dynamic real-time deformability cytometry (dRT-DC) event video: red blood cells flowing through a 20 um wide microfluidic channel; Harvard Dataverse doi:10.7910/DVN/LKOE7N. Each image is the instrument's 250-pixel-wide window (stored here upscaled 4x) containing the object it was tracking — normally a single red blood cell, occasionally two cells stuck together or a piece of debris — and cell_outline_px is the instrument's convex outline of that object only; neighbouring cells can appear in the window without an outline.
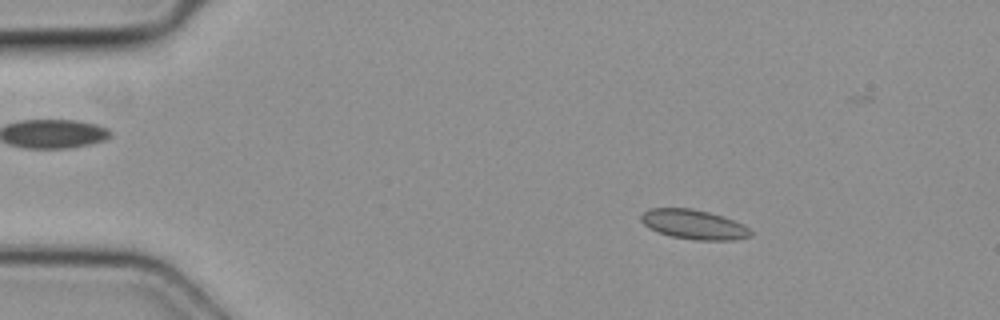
{"species": "common noctule bat (a hibernating species)", "species_latin": "Nyctalus noctula", "temperature_condition": "cold", "stored_images_in_passage": 50, "camera_frame_rate_fps": 3000, "um_per_image_px": 0.085, "animal": {"sex": "female", "body_mass_g": 19.3, "forearm_length_mm": 54.1}, "frame": {"image": 1, "passage_image": 9, "time_ms": 2.667, "image_size_px": [1000, 320], "cell_outline_px": [[752, 236], [736, 240], [696, 240], [672, 236], [656, 232], [648, 228], [640, 220], [640, 216], [644, 212], [652, 208], [692, 208], [724, 216], [744, 224], [752, 232]], "centroid_in_image_um": [58.99, 19.08], "position_along_channel_um": 26.0, "area_um2": 19.02}}
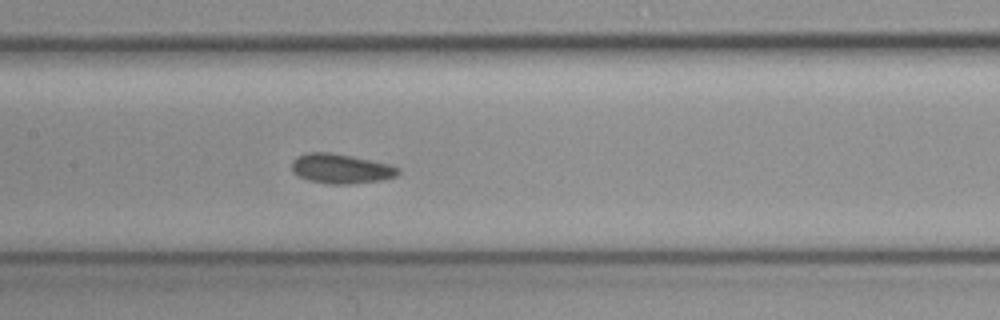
{"frame": {"image": 2, "passage_image": 25, "time_ms": 8.0, "image_size_px": [1000, 320], "cell_outline_px": [[400, 172], [396, 176], [384, 180], [348, 184], [328, 184], [308, 180], [296, 176], [292, 172], [292, 160], [296, 156], [308, 152], [328, 152], [352, 156], [388, 164], [400, 168]], "centroid_in_image_um": [28.94, 14.34], "position_along_channel_um": 178.5, "area_um2": 18.55}}
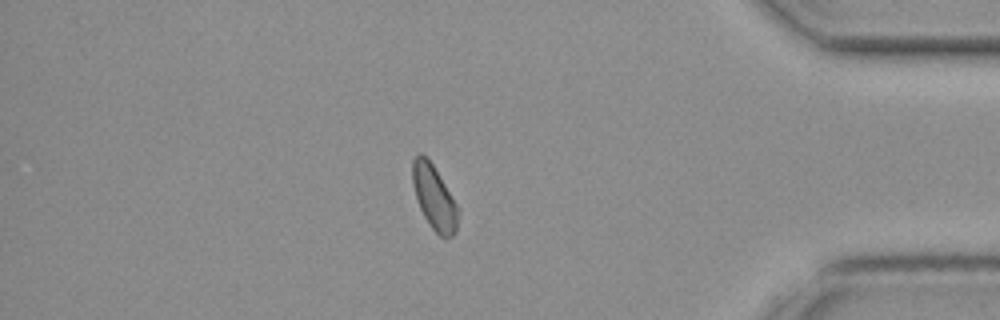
{"frame": {"image": 3, "passage_image": 43, "time_ms": 14.0, "image_size_px": [1000, 320], "cell_outline_px": [[460, 208], [456, 232], [452, 236], [444, 240], [432, 228], [424, 216], [416, 200], [412, 184], [412, 160], [420, 152], [432, 164]], "centroid_in_image_um": [36.92, 16.82], "position_along_channel_um": 398.3, "area_um2": 17.22}}